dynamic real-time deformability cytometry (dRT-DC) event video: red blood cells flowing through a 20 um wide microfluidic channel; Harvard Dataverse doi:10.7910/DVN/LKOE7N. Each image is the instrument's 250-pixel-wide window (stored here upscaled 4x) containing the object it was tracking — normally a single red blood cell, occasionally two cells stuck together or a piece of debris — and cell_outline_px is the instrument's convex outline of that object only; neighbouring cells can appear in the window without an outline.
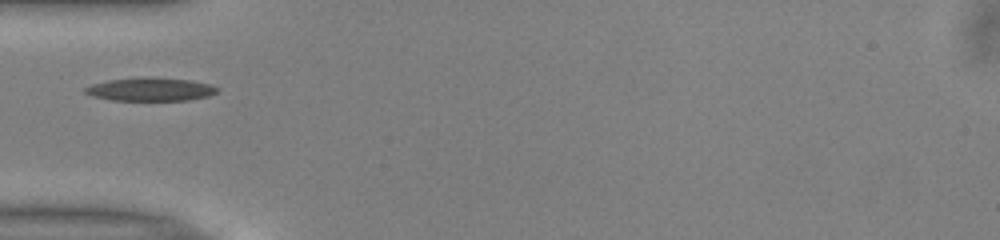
{"species": "common noctule bat (a hibernating species)", "species_latin": "Nyctalus noctula", "temperature_condition": "warm", "stored_images_in_passage": 25, "camera_frame_rate_fps": 3000, "um_per_image_px": 0.085, "animal": {"sex": "male", "body_mass_g": 13.0, "forearm_length_mm": 53.1}, "frame": {"image": 1, "passage_image": 1, "time_ms": 0.0, "image_size_px": [1000, 240], "cell_outline_px": [[220, 92], [208, 96], [188, 100], [112, 100], [92, 96], [84, 92], [84, 88], [92, 84], [108, 80], [192, 80], [212, 84], [220, 88]], "centroid_in_image_um": [12.86, 7.64], "position_along_channel_um": 72.1, "area_um2": 16.99}}
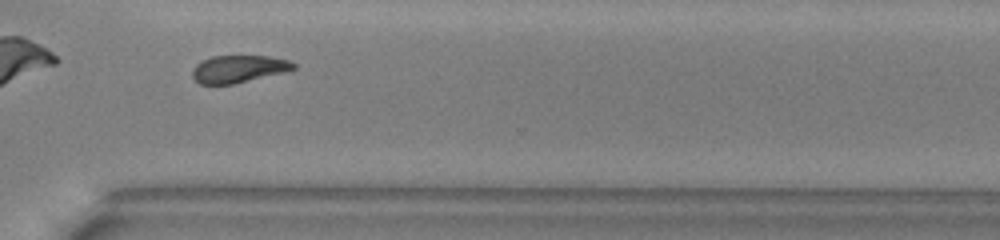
{"frame": {"image": 2, "passage_image": 22, "time_ms": 7.0, "image_size_px": [1000, 240], "cell_outline_px": [[296, 68], [284, 72], [232, 84], [200, 84], [192, 76], [192, 68], [196, 64], [212, 56], [268, 56], [288, 60], [296, 64]], "centroid_in_image_um": [20.26, 5.85], "position_along_channel_um": 350.3, "area_um2": 15.95}}